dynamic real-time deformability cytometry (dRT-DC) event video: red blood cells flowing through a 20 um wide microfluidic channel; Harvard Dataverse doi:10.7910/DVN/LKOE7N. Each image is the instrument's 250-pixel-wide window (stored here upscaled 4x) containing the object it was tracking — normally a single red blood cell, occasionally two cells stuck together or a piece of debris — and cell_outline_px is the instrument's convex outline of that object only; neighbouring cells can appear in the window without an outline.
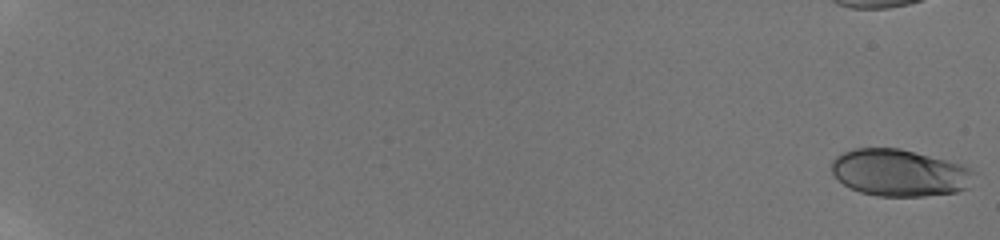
{"species": "human", "species_latin": "Homo sapiens", "temperature_condition": "room temperature", "stored_images_in_passage": 45, "camera_frame_rate_fps": 3000, "um_per_image_px": 0.085, "donor": {"sex": "male"}, "frame": {"image": 1, "passage_image": 1, "time_ms": 0.0, "image_size_px": [1000, 240], "cell_outline_px": [[972, 172], [968, 188], [956, 192], [924, 196], [876, 196], [860, 192], [844, 184], [832, 172], [832, 160], [836, 156], [844, 152], [856, 148], [900, 148], [960, 164], [968, 168]], "centroid_in_image_um": [76.41, 14.69], "position_along_channel_um": 8.6, "area_um2": 38.44}}